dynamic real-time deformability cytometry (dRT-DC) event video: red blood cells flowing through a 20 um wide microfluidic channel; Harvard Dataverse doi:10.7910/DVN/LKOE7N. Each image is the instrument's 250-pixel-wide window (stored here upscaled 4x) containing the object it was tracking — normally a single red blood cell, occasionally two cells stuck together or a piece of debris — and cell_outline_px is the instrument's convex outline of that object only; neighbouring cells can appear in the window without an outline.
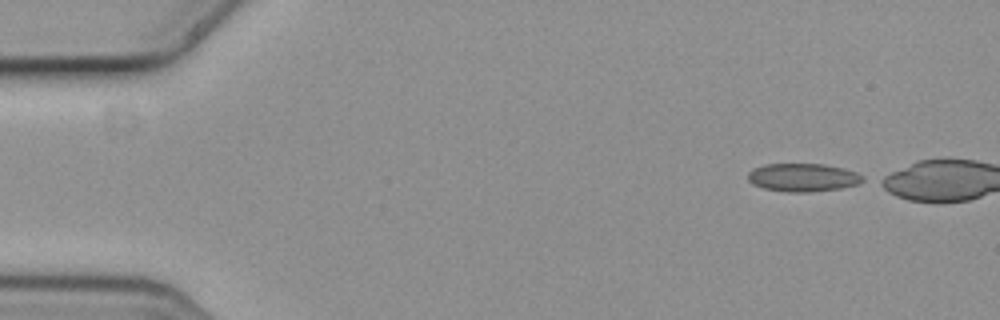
{"species": "common noctule bat (a hibernating species)", "species_latin": "Nyctalus noctula", "temperature_condition": "cold", "stored_images_in_passage": 4, "camera_frame_rate_fps": 3000, "um_per_image_px": 0.085, "animal": {"sex": "female", "body_mass_g": 19.3, "forearm_length_mm": 54.1}, "frame": {"image": 1, "passage_image": 1, "time_ms": 0.0, "image_size_px": [1000, 320], "cell_outline_px": [[864, 180], [856, 184], [840, 188], [808, 192], [788, 192], [764, 188], [752, 184], [748, 180], [748, 172], [756, 168], [768, 164], [824, 164], [856, 172], [864, 176]], "centroid_in_image_um": [68.24, 15.09], "position_along_channel_um": 16.8, "area_um2": 18.55}}